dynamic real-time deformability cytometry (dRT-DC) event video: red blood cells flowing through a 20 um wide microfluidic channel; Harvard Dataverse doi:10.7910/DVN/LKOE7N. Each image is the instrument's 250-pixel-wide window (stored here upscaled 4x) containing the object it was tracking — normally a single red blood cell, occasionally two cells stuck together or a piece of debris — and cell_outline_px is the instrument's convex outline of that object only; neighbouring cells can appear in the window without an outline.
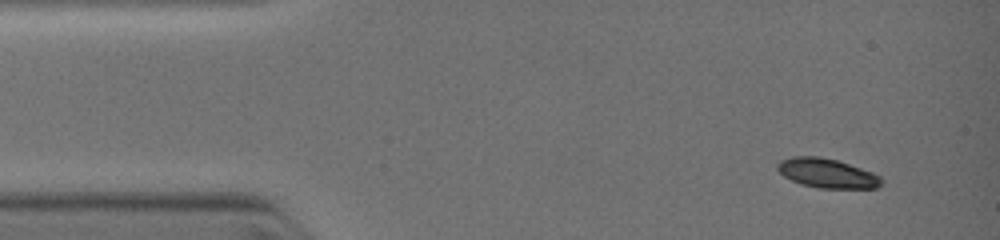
{"species": "common noctule bat (a hibernating species)", "species_latin": "Nyctalus noctula", "temperature_condition": "warm", "stored_images_in_passage": 4, "camera_frame_rate_fps": 3000, "um_per_image_px": 0.085, "animal": {"sex": "female", "body_mass_g": 19.0, "forearm_length_mm": 51.5}, "frame": {"image": 1, "passage_image": 1, "time_ms": 0.0, "image_size_px": [1000, 240], "cell_outline_px": [[880, 184], [876, 188], [820, 188], [800, 184], [784, 176], [776, 168], [776, 164], [780, 160], [792, 156], [820, 156], [836, 160], [872, 172], [880, 176]], "centroid_in_image_um": [70.24, 14.71], "position_along_channel_um": 14.8, "area_um2": 17.63}}